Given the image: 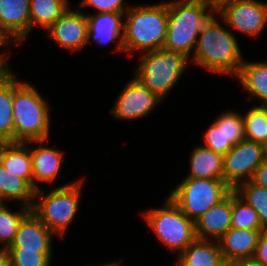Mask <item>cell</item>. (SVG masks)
Instances as JSON below:
<instances>
[{"label": "cell", "mask_w": 267, "mask_h": 266, "mask_svg": "<svg viewBox=\"0 0 267 266\" xmlns=\"http://www.w3.org/2000/svg\"><path fill=\"white\" fill-rule=\"evenodd\" d=\"M9 42H11V39L7 36V34L0 27V46L8 45ZM4 57L5 56L3 54L0 55V62L4 63V64H7L6 61H5L6 58L4 59Z\"/></svg>", "instance_id": "8d00e7d4"}, {"label": "cell", "mask_w": 267, "mask_h": 266, "mask_svg": "<svg viewBox=\"0 0 267 266\" xmlns=\"http://www.w3.org/2000/svg\"><path fill=\"white\" fill-rule=\"evenodd\" d=\"M216 12L206 0H178L168 2V26L164 49L185 54L197 43V36Z\"/></svg>", "instance_id": "3957f363"}, {"label": "cell", "mask_w": 267, "mask_h": 266, "mask_svg": "<svg viewBox=\"0 0 267 266\" xmlns=\"http://www.w3.org/2000/svg\"><path fill=\"white\" fill-rule=\"evenodd\" d=\"M234 191L257 212L262 231H267V189L247 181L240 183Z\"/></svg>", "instance_id": "484cf974"}, {"label": "cell", "mask_w": 267, "mask_h": 266, "mask_svg": "<svg viewBox=\"0 0 267 266\" xmlns=\"http://www.w3.org/2000/svg\"><path fill=\"white\" fill-rule=\"evenodd\" d=\"M47 30L63 48L80 50L88 44V19L80 11L67 8L61 17Z\"/></svg>", "instance_id": "7c38bea8"}, {"label": "cell", "mask_w": 267, "mask_h": 266, "mask_svg": "<svg viewBox=\"0 0 267 266\" xmlns=\"http://www.w3.org/2000/svg\"><path fill=\"white\" fill-rule=\"evenodd\" d=\"M11 266H50L51 252L23 250V248H7Z\"/></svg>", "instance_id": "4dcf8cb0"}, {"label": "cell", "mask_w": 267, "mask_h": 266, "mask_svg": "<svg viewBox=\"0 0 267 266\" xmlns=\"http://www.w3.org/2000/svg\"><path fill=\"white\" fill-rule=\"evenodd\" d=\"M190 166L189 178L223 179V155L204 146L193 150Z\"/></svg>", "instance_id": "7402d4cb"}, {"label": "cell", "mask_w": 267, "mask_h": 266, "mask_svg": "<svg viewBox=\"0 0 267 266\" xmlns=\"http://www.w3.org/2000/svg\"><path fill=\"white\" fill-rule=\"evenodd\" d=\"M250 181L267 189V161L265 160L255 171Z\"/></svg>", "instance_id": "e575fe53"}, {"label": "cell", "mask_w": 267, "mask_h": 266, "mask_svg": "<svg viewBox=\"0 0 267 266\" xmlns=\"http://www.w3.org/2000/svg\"><path fill=\"white\" fill-rule=\"evenodd\" d=\"M199 35L193 61L212 72L238 76L244 61L232 32L212 16Z\"/></svg>", "instance_id": "6da1fadb"}, {"label": "cell", "mask_w": 267, "mask_h": 266, "mask_svg": "<svg viewBox=\"0 0 267 266\" xmlns=\"http://www.w3.org/2000/svg\"><path fill=\"white\" fill-rule=\"evenodd\" d=\"M142 215L159 240L172 250L180 252L179 254L197 239L195 222L169 197L164 208L152 209Z\"/></svg>", "instance_id": "ba28073f"}, {"label": "cell", "mask_w": 267, "mask_h": 266, "mask_svg": "<svg viewBox=\"0 0 267 266\" xmlns=\"http://www.w3.org/2000/svg\"><path fill=\"white\" fill-rule=\"evenodd\" d=\"M92 6L98 10V13H121L126 10L123 0H82L81 7Z\"/></svg>", "instance_id": "d6a6232c"}, {"label": "cell", "mask_w": 267, "mask_h": 266, "mask_svg": "<svg viewBox=\"0 0 267 266\" xmlns=\"http://www.w3.org/2000/svg\"><path fill=\"white\" fill-rule=\"evenodd\" d=\"M252 258L267 266V231H262Z\"/></svg>", "instance_id": "836d02e7"}, {"label": "cell", "mask_w": 267, "mask_h": 266, "mask_svg": "<svg viewBox=\"0 0 267 266\" xmlns=\"http://www.w3.org/2000/svg\"><path fill=\"white\" fill-rule=\"evenodd\" d=\"M216 242L197 238L179 254L176 266H227Z\"/></svg>", "instance_id": "ffe728a7"}, {"label": "cell", "mask_w": 267, "mask_h": 266, "mask_svg": "<svg viewBox=\"0 0 267 266\" xmlns=\"http://www.w3.org/2000/svg\"><path fill=\"white\" fill-rule=\"evenodd\" d=\"M82 181H76L54 189L45 197L42 190H35L31 212L52 232L63 235L79 209ZM40 196V197H39Z\"/></svg>", "instance_id": "8992f818"}, {"label": "cell", "mask_w": 267, "mask_h": 266, "mask_svg": "<svg viewBox=\"0 0 267 266\" xmlns=\"http://www.w3.org/2000/svg\"><path fill=\"white\" fill-rule=\"evenodd\" d=\"M26 146L27 142L0 143V163L33 187L31 153Z\"/></svg>", "instance_id": "ac0fdd59"}, {"label": "cell", "mask_w": 267, "mask_h": 266, "mask_svg": "<svg viewBox=\"0 0 267 266\" xmlns=\"http://www.w3.org/2000/svg\"><path fill=\"white\" fill-rule=\"evenodd\" d=\"M0 266H11L9 253L5 249H0Z\"/></svg>", "instance_id": "74e56055"}, {"label": "cell", "mask_w": 267, "mask_h": 266, "mask_svg": "<svg viewBox=\"0 0 267 266\" xmlns=\"http://www.w3.org/2000/svg\"><path fill=\"white\" fill-rule=\"evenodd\" d=\"M243 121L245 139L264 145L267 140V107L254 106Z\"/></svg>", "instance_id": "4316f807"}, {"label": "cell", "mask_w": 267, "mask_h": 266, "mask_svg": "<svg viewBox=\"0 0 267 266\" xmlns=\"http://www.w3.org/2000/svg\"><path fill=\"white\" fill-rule=\"evenodd\" d=\"M1 205H3V201H2V199H1V197H0V206H1Z\"/></svg>", "instance_id": "7bdbcfd3"}, {"label": "cell", "mask_w": 267, "mask_h": 266, "mask_svg": "<svg viewBox=\"0 0 267 266\" xmlns=\"http://www.w3.org/2000/svg\"><path fill=\"white\" fill-rule=\"evenodd\" d=\"M123 15L121 13L86 15L88 19V42L92 38L99 44H107L120 38L116 50H124L122 43L124 22H121Z\"/></svg>", "instance_id": "e0dca14e"}, {"label": "cell", "mask_w": 267, "mask_h": 266, "mask_svg": "<svg viewBox=\"0 0 267 266\" xmlns=\"http://www.w3.org/2000/svg\"><path fill=\"white\" fill-rule=\"evenodd\" d=\"M31 212V208L24 206L23 211L10 212L3 204L0 206V242L5 243L7 249L13 243L16 232L22 220Z\"/></svg>", "instance_id": "f1b7e54d"}, {"label": "cell", "mask_w": 267, "mask_h": 266, "mask_svg": "<svg viewBox=\"0 0 267 266\" xmlns=\"http://www.w3.org/2000/svg\"><path fill=\"white\" fill-rule=\"evenodd\" d=\"M226 25L256 37L267 24V4L256 0H235L216 11Z\"/></svg>", "instance_id": "30bf717a"}, {"label": "cell", "mask_w": 267, "mask_h": 266, "mask_svg": "<svg viewBox=\"0 0 267 266\" xmlns=\"http://www.w3.org/2000/svg\"><path fill=\"white\" fill-rule=\"evenodd\" d=\"M205 132L204 147L223 156L233 147L230 142H226L225 113L219 116Z\"/></svg>", "instance_id": "f546056e"}, {"label": "cell", "mask_w": 267, "mask_h": 266, "mask_svg": "<svg viewBox=\"0 0 267 266\" xmlns=\"http://www.w3.org/2000/svg\"><path fill=\"white\" fill-rule=\"evenodd\" d=\"M68 0H30V19L32 26L50 28L66 11Z\"/></svg>", "instance_id": "d4e9b609"}, {"label": "cell", "mask_w": 267, "mask_h": 266, "mask_svg": "<svg viewBox=\"0 0 267 266\" xmlns=\"http://www.w3.org/2000/svg\"><path fill=\"white\" fill-rule=\"evenodd\" d=\"M262 229L230 228L219 240L226 264L253 257Z\"/></svg>", "instance_id": "9a60e30c"}, {"label": "cell", "mask_w": 267, "mask_h": 266, "mask_svg": "<svg viewBox=\"0 0 267 266\" xmlns=\"http://www.w3.org/2000/svg\"><path fill=\"white\" fill-rule=\"evenodd\" d=\"M189 57L164 48L142 55L136 78L151 92L163 99L186 68Z\"/></svg>", "instance_id": "5b68a950"}, {"label": "cell", "mask_w": 267, "mask_h": 266, "mask_svg": "<svg viewBox=\"0 0 267 266\" xmlns=\"http://www.w3.org/2000/svg\"><path fill=\"white\" fill-rule=\"evenodd\" d=\"M52 232L30 212L20 223L13 243L8 248L52 252Z\"/></svg>", "instance_id": "2e32d148"}, {"label": "cell", "mask_w": 267, "mask_h": 266, "mask_svg": "<svg viewBox=\"0 0 267 266\" xmlns=\"http://www.w3.org/2000/svg\"><path fill=\"white\" fill-rule=\"evenodd\" d=\"M161 100L135 77L122 90L111 111L118 119H138L148 115Z\"/></svg>", "instance_id": "8fae6325"}, {"label": "cell", "mask_w": 267, "mask_h": 266, "mask_svg": "<svg viewBox=\"0 0 267 266\" xmlns=\"http://www.w3.org/2000/svg\"><path fill=\"white\" fill-rule=\"evenodd\" d=\"M231 214L232 191L195 221L196 237L218 241L231 228Z\"/></svg>", "instance_id": "5bb4252c"}, {"label": "cell", "mask_w": 267, "mask_h": 266, "mask_svg": "<svg viewBox=\"0 0 267 266\" xmlns=\"http://www.w3.org/2000/svg\"><path fill=\"white\" fill-rule=\"evenodd\" d=\"M226 142L233 146L245 139L243 115L235 112H225Z\"/></svg>", "instance_id": "1f68e13d"}, {"label": "cell", "mask_w": 267, "mask_h": 266, "mask_svg": "<svg viewBox=\"0 0 267 266\" xmlns=\"http://www.w3.org/2000/svg\"><path fill=\"white\" fill-rule=\"evenodd\" d=\"M100 266H120V264L117 263V262H113V263L103 264V265H100Z\"/></svg>", "instance_id": "60d3db41"}, {"label": "cell", "mask_w": 267, "mask_h": 266, "mask_svg": "<svg viewBox=\"0 0 267 266\" xmlns=\"http://www.w3.org/2000/svg\"><path fill=\"white\" fill-rule=\"evenodd\" d=\"M8 65L0 62V76L8 69Z\"/></svg>", "instance_id": "ab89813d"}, {"label": "cell", "mask_w": 267, "mask_h": 266, "mask_svg": "<svg viewBox=\"0 0 267 266\" xmlns=\"http://www.w3.org/2000/svg\"><path fill=\"white\" fill-rule=\"evenodd\" d=\"M233 189L223 179H183L169 198L194 222Z\"/></svg>", "instance_id": "52a82bcc"}, {"label": "cell", "mask_w": 267, "mask_h": 266, "mask_svg": "<svg viewBox=\"0 0 267 266\" xmlns=\"http://www.w3.org/2000/svg\"><path fill=\"white\" fill-rule=\"evenodd\" d=\"M34 196L35 189L26 180L9 172L0 163V197L3 202L5 199L19 200L24 206L31 208Z\"/></svg>", "instance_id": "cb8c5ba5"}, {"label": "cell", "mask_w": 267, "mask_h": 266, "mask_svg": "<svg viewBox=\"0 0 267 266\" xmlns=\"http://www.w3.org/2000/svg\"><path fill=\"white\" fill-rule=\"evenodd\" d=\"M40 143V147L30 151L33 170V188L39 189L36 181L52 182L58 175L63 163V154L59 150L42 147L45 140L30 141Z\"/></svg>", "instance_id": "d6986e66"}, {"label": "cell", "mask_w": 267, "mask_h": 266, "mask_svg": "<svg viewBox=\"0 0 267 266\" xmlns=\"http://www.w3.org/2000/svg\"><path fill=\"white\" fill-rule=\"evenodd\" d=\"M263 147H264V152H265V160L267 161V140L264 143Z\"/></svg>", "instance_id": "b9f144b4"}, {"label": "cell", "mask_w": 267, "mask_h": 266, "mask_svg": "<svg viewBox=\"0 0 267 266\" xmlns=\"http://www.w3.org/2000/svg\"><path fill=\"white\" fill-rule=\"evenodd\" d=\"M0 27L16 43L31 30L30 0H0Z\"/></svg>", "instance_id": "4fadbf2b"}, {"label": "cell", "mask_w": 267, "mask_h": 266, "mask_svg": "<svg viewBox=\"0 0 267 266\" xmlns=\"http://www.w3.org/2000/svg\"><path fill=\"white\" fill-rule=\"evenodd\" d=\"M14 142L47 140L49 108L39 92L29 83L19 82L13 75Z\"/></svg>", "instance_id": "277c9868"}, {"label": "cell", "mask_w": 267, "mask_h": 266, "mask_svg": "<svg viewBox=\"0 0 267 266\" xmlns=\"http://www.w3.org/2000/svg\"><path fill=\"white\" fill-rule=\"evenodd\" d=\"M123 26V51L144 53L163 48L167 37L168 3L128 7Z\"/></svg>", "instance_id": "7a4b0ae2"}, {"label": "cell", "mask_w": 267, "mask_h": 266, "mask_svg": "<svg viewBox=\"0 0 267 266\" xmlns=\"http://www.w3.org/2000/svg\"><path fill=\"white\" fill-rule=\"evenodd\" d=\"M237 77L251 96L262 100L259 106L267 107V63L243 62Z\"/></svg>", "instance_id": "603a6c76"}, {"label": "cell", "mask_w": 267, "mask_h": 266, "mask_svg": "<svg viewBox=\"0 0 267 266\" xmlns=\"http://www.w3.org/2000/svg\"><path fill=\"white\" fill-rule=\"evenodd\" d=\"M13 74L8 68L0 76V143L14 142Z\"/></svg>", "instance_id": "44dd1931"}, {"label": "cell", "mask_w": 267, "mask_h": 266, "mask_svg": "<svg viewBox=\"0 0 267 266\" xmlns=\"http://www.w3.org/2000/svg\"><path fill=\"white\" fill-rule=\"evenodd\" d=\"M227 266H264L263 264L255 261L253 258L236 260L227 264Z\"/></svg>", "instance_id": "d590c367"}, {"label": "cell", "mask_w": 267, "mask_h": 266, "mask_svg": "<svg viewBox=\"0 0 267 266\" xmlns=\"http://www.w3.org/2000/svg\"><path fill=\"white\" fill-rule=\"evenodd\" d=\"M211 7L217 11L218 9H220L224 4L231 2V1H235V0H206Z\"/></svg>", "instance_id": "f35d334b"}, {"label": "cell", "mask_w": 267, "mask_h": 266, "mask_svg": "<svg viewBox=\"0 0 267 266\" xmlns=\"http://www.w3.org/2000/svg\"><path fill=\"white\" fill-rule=\"evenodd\" d=\"M264 161L263 145L244 139L223 156V180L234 190L240 183L250 181Z\"/></svg>", "instance_id": "9c48e42d"}, {"label": "cell", "mask_w": 267, "mask_h": 266, "mask_svg": "<svg viewBox=\"0 0 267 266\" xmlns=\"http://www.w3.org/2000/svg\"><path fill=\"white\" fill-rule=\"evenodd\" d=\"M231 228L261 229L257 212L232 190Z\"/></svg>", "instance_id": "83f0119b"}]
</instances>
